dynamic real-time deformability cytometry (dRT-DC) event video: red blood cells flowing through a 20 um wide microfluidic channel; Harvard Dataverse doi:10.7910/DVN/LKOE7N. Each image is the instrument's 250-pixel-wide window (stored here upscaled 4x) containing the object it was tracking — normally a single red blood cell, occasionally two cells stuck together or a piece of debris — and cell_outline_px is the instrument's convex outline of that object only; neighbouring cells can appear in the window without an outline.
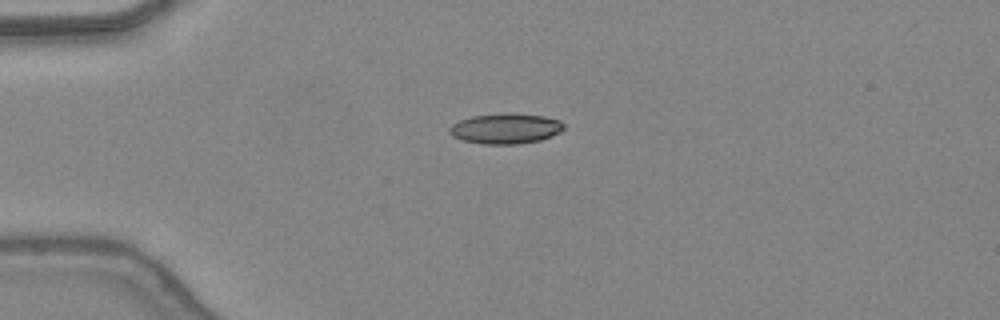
{"species": "common noctule bat (a hibernating species)", "species_latin": "Nyctalus noctula", "temperature_condition": "warm", "stored_images_in_passage": 36, "camera_frame_rate_fps": 3000, "um_per_image_px": 0.085, "animal": {"sex": "female", "body_mass_g": 24.6, "forearm_length_mm": 56.2}, "frame": {"image": 1, "passage_image": 1, "time_ms": 0.0, "image_size_px": [1000, 320], "cell_outline_px": [[564, 128], [560, 132], [552, 136], [540, 140], [516, 144], [484, 144], [464, 140], [452, 136], [448, 132], [448, 128], [452, 124], [460, 120], [472, 116], [512, 112], [544, 116], [560, 120], [564, 124]], "centroid_in_image_um": [42.98, 10.91], "position_along_channel_um": 42.0, "area_um2": 20.35}}
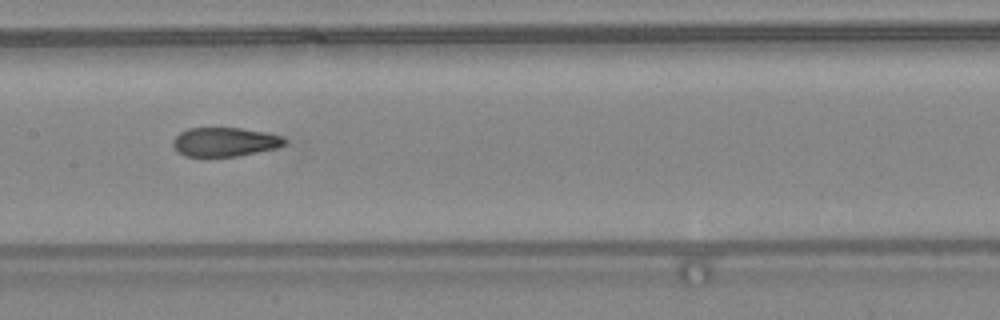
{"frame": {"image": 2, "passage_image": 13, "time_ms": 4.0, "image_size_px": [1000, 320], "cell_outline_px": [[288, 140], [280, 148], [240, 156], [184, 156], [176, 152], [172, 144], [172, 140], [180, 132], [188, 128], [240, 128], [264, 132], [280, 136]], "centroid_in_image_um": [19.1, 12.07], "position_along_channel_um": 188.3, "area_um2": 19.07}}
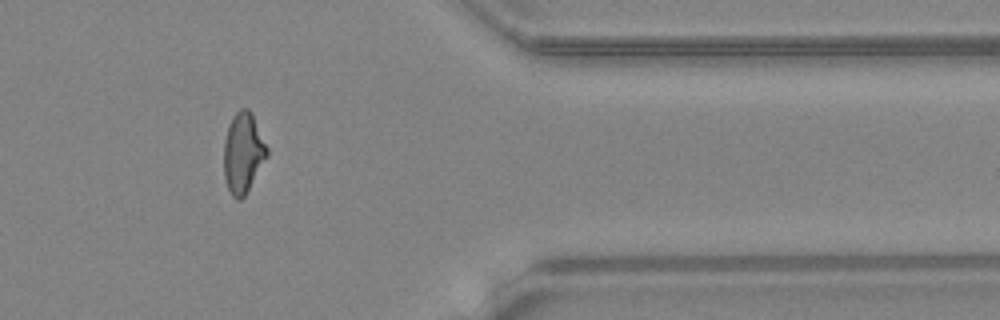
{"frame": {"image": 3, "passage_image": 28, "time_ms": 9.0, "image_size_px": [1000, 320], "cell_outline_px": [[268, 156], [244, 196], [240, 200], [236, 200], [232, 196], [228, 188], [224, 176], [224, 140], [228, 124], [232, 116], [240, 108], [248, 108], [252, 112], [268, 148]], "centroid_in_image_um": [20.66, 12.96], "position_along_channel_um": 390.7, "area_um2": 20.35}, "authors_computed_cell_mechanics": {"area_um2": 20.0277, "velocity_mm_per_s": 4.4279, "shape_relaxation_time_tau1_ms": null, "shape_relaxation_time_tau2_ms": 1.4225, "deformation_change_tau1": null, "deformation_change_tau2": 0.0811}}